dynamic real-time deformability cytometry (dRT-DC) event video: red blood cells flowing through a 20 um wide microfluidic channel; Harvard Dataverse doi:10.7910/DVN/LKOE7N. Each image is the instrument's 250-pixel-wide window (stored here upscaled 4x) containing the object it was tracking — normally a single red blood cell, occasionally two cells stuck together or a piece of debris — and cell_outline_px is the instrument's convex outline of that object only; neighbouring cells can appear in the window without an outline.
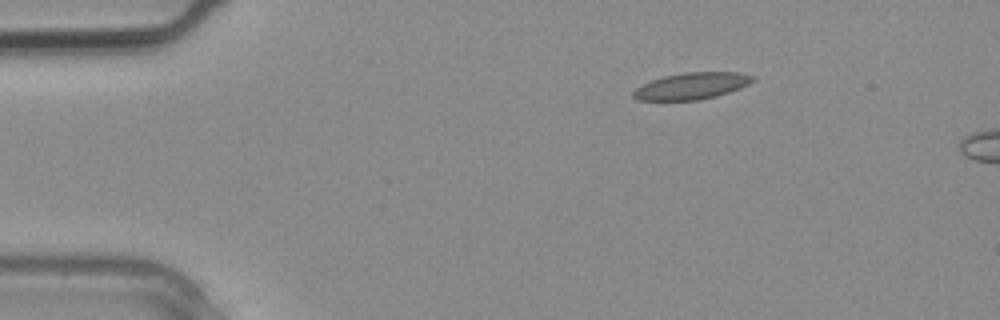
{"species": "common noctule bat (a hibernating species)", "species_latin": "Nyctalus noctula", "temperature_condition": "warm", "stored_images_in_passage": 2, "camera_frame_rate_fps": 3000, "um_per_image_px": 0.085, "animal": {"sex": "male", "body_mass_g": 20.4}, "frame": {"image": 1, "passage_image": 2, "time_ms": 0.333, "image_size_px": [1000, 320], "cell_outline_px": [[756, 76], [748, 84], [740, 88], [716, 96], [700, 100], [636, 100], [632, 96], [632, 92], [636, 88], [652, 80], [664, 76], [684, 72], [740, 72]], "centroid_in_image_um": [58.79, 7.3], "position_along_channel_um": 26.2, "area_um2": 18.5}}